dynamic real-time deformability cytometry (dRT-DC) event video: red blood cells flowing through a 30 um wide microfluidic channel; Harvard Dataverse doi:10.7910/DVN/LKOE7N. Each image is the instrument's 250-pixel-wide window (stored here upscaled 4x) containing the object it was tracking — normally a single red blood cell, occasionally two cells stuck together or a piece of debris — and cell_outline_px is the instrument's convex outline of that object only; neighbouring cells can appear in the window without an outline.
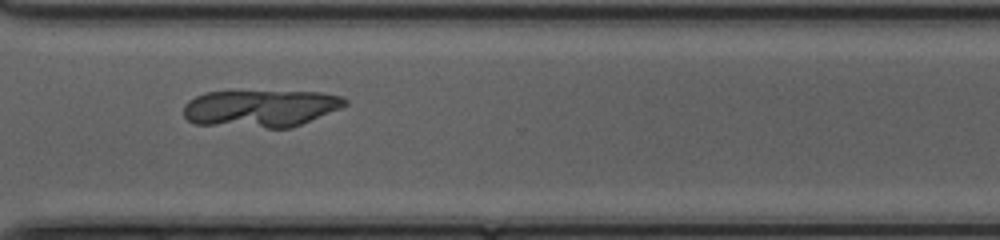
{"species": "common noctule bat (a hibernating species)", "species_latin": "Nyctalus noctula", "temperature_condition": "cold", "stored_images_in_passage": 30, "camera_frame_rate_fps": 3000, "um_per_image_px": 0.085, "animal": {"sex": "female", "body_mass_g": 20.0, "forearm_length_mm": 54.0}, "frame": {"image": 1, "passage_image": 23, "time_ms": 7.333, "image_size_px": [1000, 240], "cell_outline_px": [[348, 104], [340, 108], [292, 128], [268, 128], [192, 124], [184, 116], [184, 104], [188, 100], [204, 92], [320, 92], [340, 96], [348, 100]], "centroid_in_image_um": [22.12, 9.22], "position_along_channel_um": 348.5, "area_um2": 34.97}}